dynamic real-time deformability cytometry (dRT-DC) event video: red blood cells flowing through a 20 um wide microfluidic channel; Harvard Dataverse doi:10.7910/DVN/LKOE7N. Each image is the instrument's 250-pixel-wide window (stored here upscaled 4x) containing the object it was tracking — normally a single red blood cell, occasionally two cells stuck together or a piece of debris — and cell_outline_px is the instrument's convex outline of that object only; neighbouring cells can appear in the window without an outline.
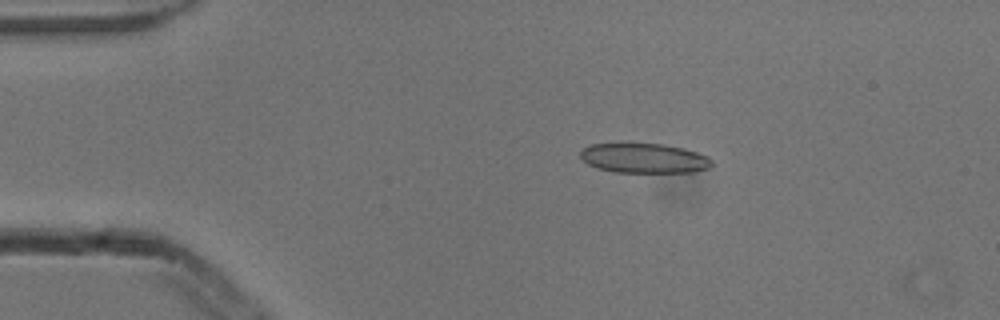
{"species": "common noctule bat (a hibernating species)", "species_latin": "Nyctalus noctula", "temperature_condition": "cold", "stored_images_in_passage": 7, "camera_frame_rate_fps": 3000, "um_per_image_px": 0.085, "animal": {"sex": "male", "body_mass_g": 13.3}, "frame": {"image": 1, "passage_image": 3, "time_ms": 0.667, "image_size_px": [1000, 320], "cell_outline_px": [[712, 164], [708, 168], [692, 172], [616, 172], [596, 168], [588, 164], [580, 156], [580, 152], [584, 148], [592, 144], [664, 144], [684, 148], [708, 156], [712, 160]], "centroid_in_image_um": [54.76, 13.45], "position_along_channel_um": 30.2, "area_um2": 22.6}}
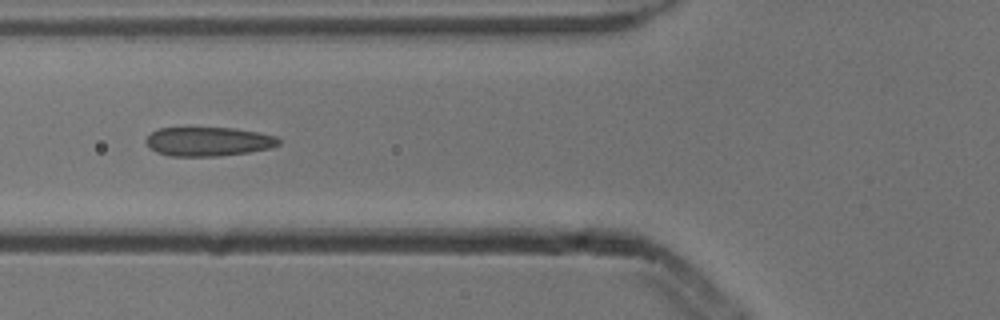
{"frame": {"image": 2, "passage_image": 6, "time_ms": 1.667, "image_size_px": [1000, 320], "cell_outline_px": [[280, 144], [272, 148], [248, 152], [216, 156], [168, 156], [156, 152], [148, 148], [144, 140], [152, 132], [160, 128], [236, 128], [260, 132], [276, 136], [280, 140]], "centroid_in_image_um": [17.71, 12.03], "position_along_channel_um": 108.1, "area_um2": 22.66}}
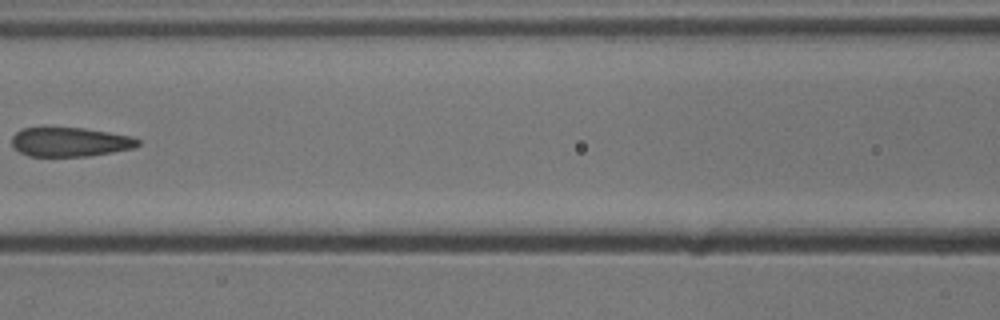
{"frame": {"image": 3, "passage_image": 7, "time_ms": 2.0, "image_size_px": [1000, 320], "cell_outline_px": [[140, 144], [132, 148], [112, 152], [88, 156], [28, 156], [20, 152], [12, 144], [12, 136], [20, 128], [84, 128], [132, 136], [140, 140]], "centroid_in_image_um": [5.95, 12.06], "position_along_channel_um": 160.6, "area_um2": 21.33}}